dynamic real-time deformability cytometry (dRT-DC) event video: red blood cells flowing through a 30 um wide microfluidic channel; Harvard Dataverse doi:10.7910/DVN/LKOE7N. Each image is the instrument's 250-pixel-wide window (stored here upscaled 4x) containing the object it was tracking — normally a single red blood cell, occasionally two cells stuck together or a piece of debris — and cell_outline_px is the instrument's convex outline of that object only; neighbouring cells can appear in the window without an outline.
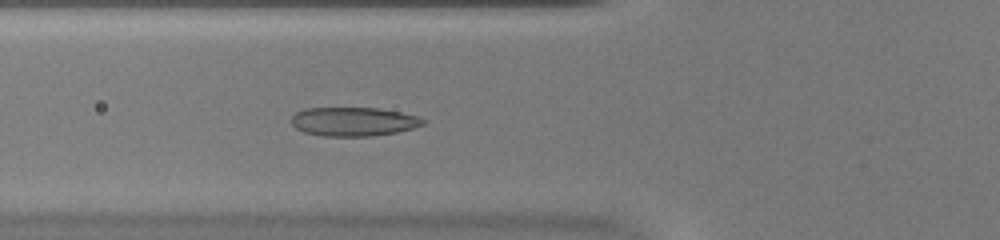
{"species": "common noctule bat (a hibernating species)", "species_latin": "Nyctalus noctula", "temperature_condition": "warm", "stored_images_in_passage": 52, "camera_frame_rate_fps": 3000, "um_per_image_px": 0.085, "animal": {"sex": "female", "body_mass_g": 20.0, "forearm_length_mm": 54.0}, "frame": {"image": 1, "passage_image": 20, "time_ms": 6.333, "image_size_px": [1000, 240], "cell_outline_px": [[428, 120], [424, 124], [412, 128], [396, 132], [372, 136], [324, 136], [304, 132], [296, 128], [292, 124], [292, 116], [296, 112], [304, 108], [380, 108], [420, 116]], "centroid_in_image_um": [30.08, 10.33], "position_along_channel_um": 95.7, "area_um2": 22.25}}
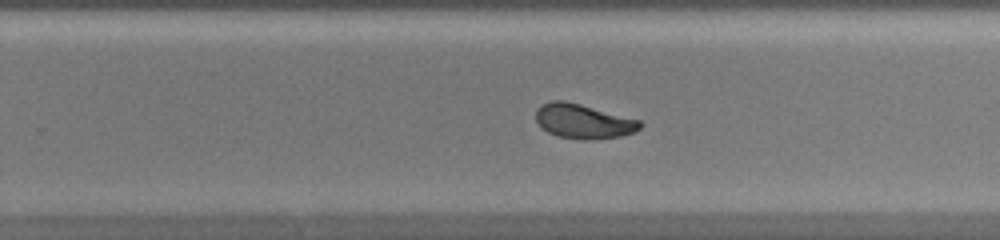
{"frame": {"image": 2, "passage_image": 34, "time_ms": 11.0, "image_size_px": [1000, 240], "cell_outline_px": [[644, 124], [640, 128], [632, 132], [620, 136], [588, 140], [584, 140], [556, 136], [548, 132], [536, 120], [536, 108], [540, 104], [552, 100], [564, 100], [580, 104], [640, 120]], "centroid_in_image_um": [49.56, 10.3], "position_along_channel_um": 280.2, "area_um2": 20.87}}
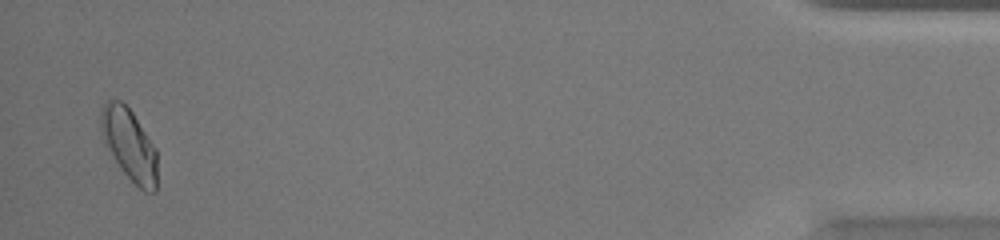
{"frame": {"image": 3, "passage_image": 51, "time_ms": 16.667, "image_size_px": [1000, 240], "cell_outline_px": [[156, 192], [144, 192], [120, 168], [108, 148], [100, 132], [100, 108], [108, 100], [120, 100], [132, 112], [156, 148]], "centroid_in_image_um": [10.97, 12.27], "position_along_channel_um": 424.2, "area_um2": 23.24}, "authors_computed_cell_mechanics": {"area_um2": 21.8773, "velocity_mm_per_s": 3.9554, "shape_relaxation_time_tau1_ms": 7.3286, "shape_relaxation_time_tau2_ms": 0.8585, "deformation_change_tau1": 0.2072, "deformation_change_tau2": 0.0499}}